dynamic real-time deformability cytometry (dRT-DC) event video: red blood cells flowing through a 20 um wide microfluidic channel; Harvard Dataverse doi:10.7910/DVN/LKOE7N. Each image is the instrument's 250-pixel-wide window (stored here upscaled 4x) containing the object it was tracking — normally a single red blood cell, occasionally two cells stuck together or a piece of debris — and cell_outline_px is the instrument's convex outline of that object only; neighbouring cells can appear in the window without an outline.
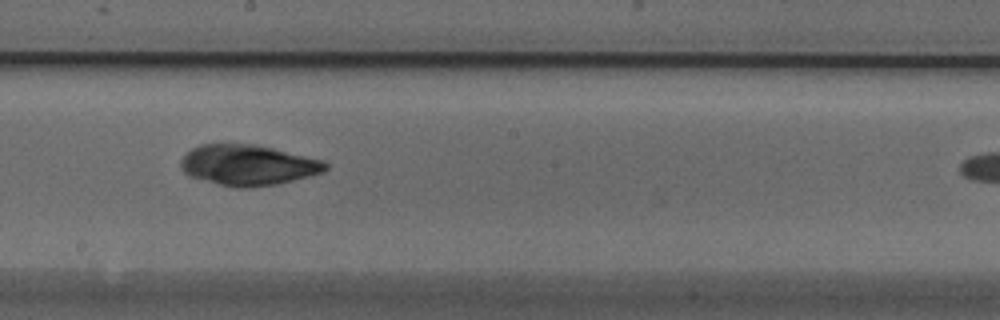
{"species": "Egyptian fruit bat (a non-hibernating species)", "species_latin": "Rousettus aegyptiacus", "temperature_condition": "cold", "stored_images_in_passage": 10, "camera_frame_rate_fps": 3000, "um_per_image_px": 0.085, "animal": {"sex": "male"}, "frame": {"image": 1, "passage_image": 6, "time_ms": 1.667, "image_size_px": [1000, 320], "cell_outline_px": [[328, 168], [324, 172], [276, 184], [248, 188], [236, 188], [188, 176], [184, 172], [180, 164], [180, 160], [192, 148], [200, 144], [256, 144], [324, 160], [328, 164]], "centroid_in_image_um": [21.09, 14.03], "position_along_channel_um": 227.1, "area_um2": 34.16}}
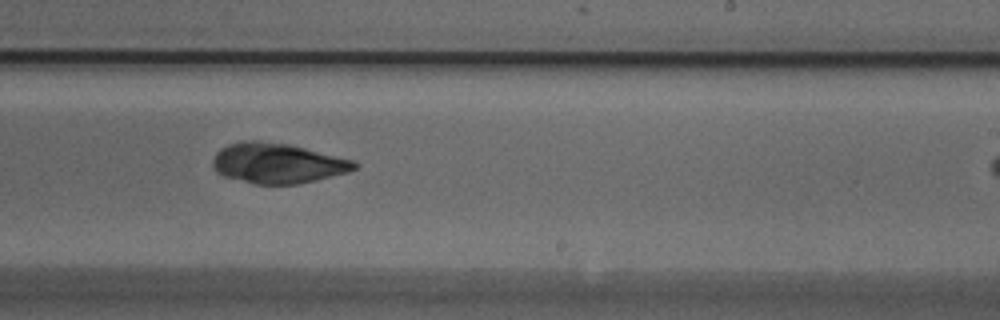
{"frame": {"image": 2, "passage_image": 7, "time_ms": 2.0, "image_size_px": [1000, 320], "cell_outline_px": [[356, 168], [348, 172], [316, 180], [296, 184], [256, 184], [224, 176], [216, 172], [212, 164], [212, 160], [216, 152], [220, 148], [228, 144], [240, 140], [260, 140], [288, 144], [352, 160], [356, 164]], "centroid_in_image_um": [23.52, 13.86], "position_along_channel_um": 265.5, "area_um2": 33.0}}
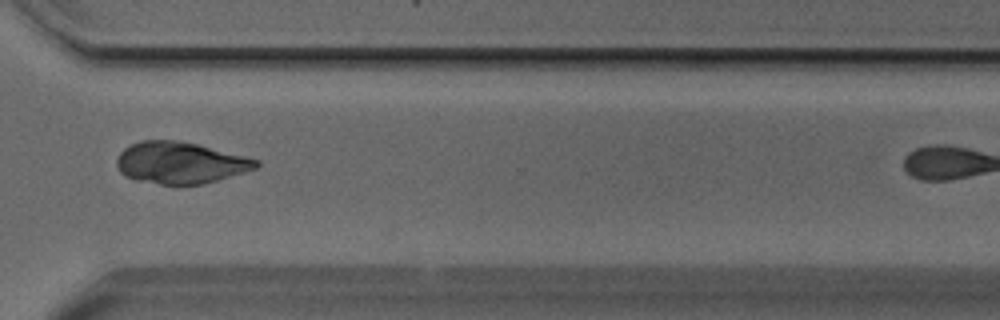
{"frame": {"image": 3, "passage_image": 9, "time_ms": 2.667, "image_size_px": [1000, 320], "cell_outline_px": [[260, 164], [256, 168], [244, 172], [204, 184], [160, 184], [136, 180], [124, 176], [120, 172], [116, 164], [116, 160], [120, 152], [124, 148], [140, 140], [176, 140], [196, 144], [260, 160]], "centroid_in_image_um": [15.29, 13.83], "position_along_channel_um": 355.3, "area_um2": 33.64}}